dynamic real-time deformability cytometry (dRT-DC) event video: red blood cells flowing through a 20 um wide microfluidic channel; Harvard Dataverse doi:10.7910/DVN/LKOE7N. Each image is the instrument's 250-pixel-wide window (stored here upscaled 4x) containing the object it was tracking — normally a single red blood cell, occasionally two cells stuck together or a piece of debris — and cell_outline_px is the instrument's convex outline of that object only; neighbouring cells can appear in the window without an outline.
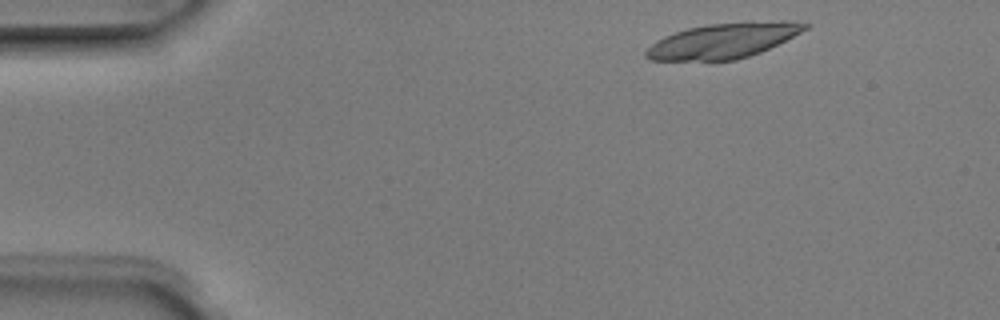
{"species": "Egyptian fruit bat (a non-hibernating species)", "species_latin": "Rousettus aegyptiacus", "temperature_condition": "room temperature", "stored_images_in_passage": 3, "camera_frame_rate_fps": 3000, "um_per_image_px": 0.085, "animal": {"sex": "male"}, "frame": {"image": 1, "passage_image": 1, "time_ms": 0.0, "image_size_px": [1000, 320], "cell_outline_px": [[812, 24], [808, 28], [760, 52], [736, 60], [648, 60], [644, 56], [644, 52], [656, 40], [664, 36], [688, 28], [708, 24], [748, 20], [788, 20]], "centroid_in_image_um": [61.49, 3.43], "position_along_channel_um": 23.5, "area_um2": 32.71}}